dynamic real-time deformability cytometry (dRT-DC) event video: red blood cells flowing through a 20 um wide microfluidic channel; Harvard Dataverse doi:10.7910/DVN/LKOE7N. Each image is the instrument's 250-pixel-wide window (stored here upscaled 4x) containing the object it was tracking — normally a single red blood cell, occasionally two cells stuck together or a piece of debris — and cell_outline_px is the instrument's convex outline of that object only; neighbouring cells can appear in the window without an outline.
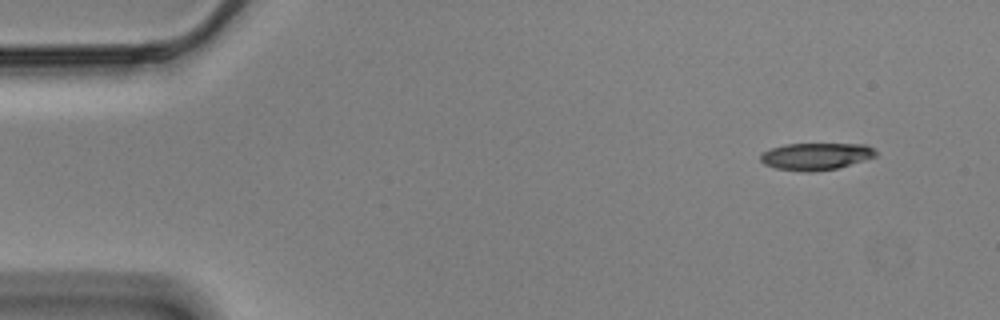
{"species": "Egyptian fruit bat (a non-hibernating species)", "species_latin": "Rousettus aegyptiacus", "temperature_condition": "cold", "stored_images_in_passage": 53, "camera_frame_rate_fps": 3000, "um_per_image_px": 0.085, "animal": {"sex": "male"}, "frame": {"image": 1, "passage_image": 1, "time_ms": 0.0, "image_size_px": [1000, 320], "cell_outline_px": [[876, 156], [864, 160], [836, 168], [812, 172], [804, 172], [776, 168], [764, 164], [760, 160], [760, 156], [764, 152], [772, 148], [784, 144], [864, 144], [872, 148], [876, 152]], "centroid_in_image_um": [69.33, 13.29], "position_along_channel_um": 15.7, "area_um2": 17.98}}
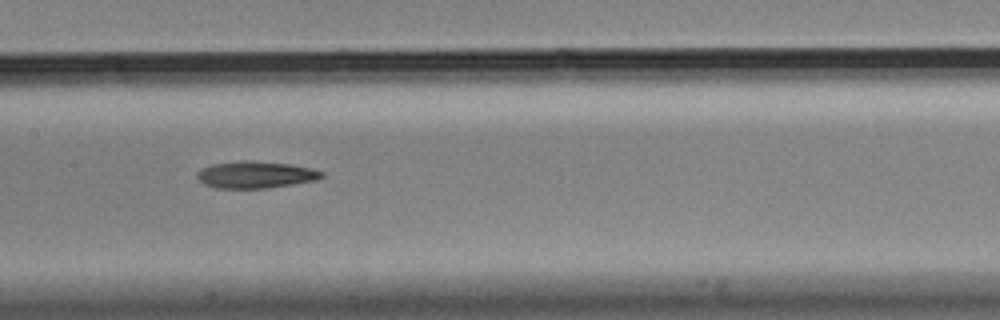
{"frame": {"image": 2, "passage_image": 24, "time_ms": 7.667, "image_size_px": [1000, 320], "cell_outline_px": [[324, 176], [316, 180], [268, 188], [216, 188], [204, 184], [196, 176], [196, 172], [200, 168], [212, 164], [240, 160], [252, 160], [292, 164], [312, 168], [324, 172]], "centroid_in_image_um": [21.71, 14.83], "position_along_channel_um": 185.7, "area_um2": 19.77}}
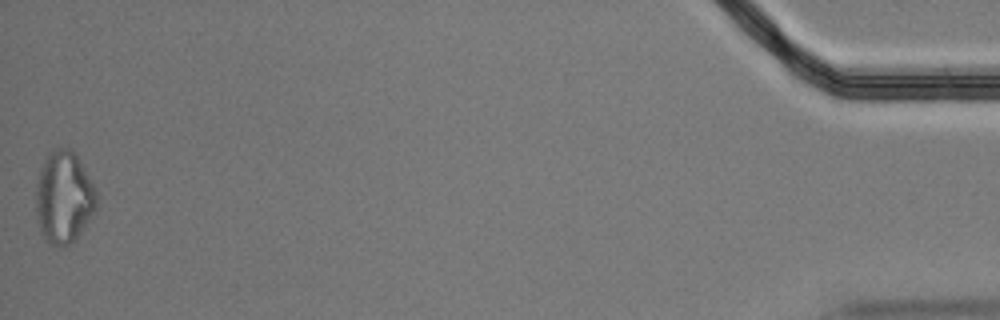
{"frame": {"image": 3, "passage_image": 53, "time_ms": 17.333, "image_size_px": [1000, 320], "cell_outline_px": [[96, 212], [76, 240], [72, 244], [60, 248], [48, 244], [40, 232], [36, 212], [36, 184], [44, 160], [48, 152], [56, 148], [68, 148], [76, 156], [84, 168], [96, 192]], "centroid_in_image_um": [5.42, 16.85], "position_along_channel_um": 429.8, "area_um2": 32.77}}